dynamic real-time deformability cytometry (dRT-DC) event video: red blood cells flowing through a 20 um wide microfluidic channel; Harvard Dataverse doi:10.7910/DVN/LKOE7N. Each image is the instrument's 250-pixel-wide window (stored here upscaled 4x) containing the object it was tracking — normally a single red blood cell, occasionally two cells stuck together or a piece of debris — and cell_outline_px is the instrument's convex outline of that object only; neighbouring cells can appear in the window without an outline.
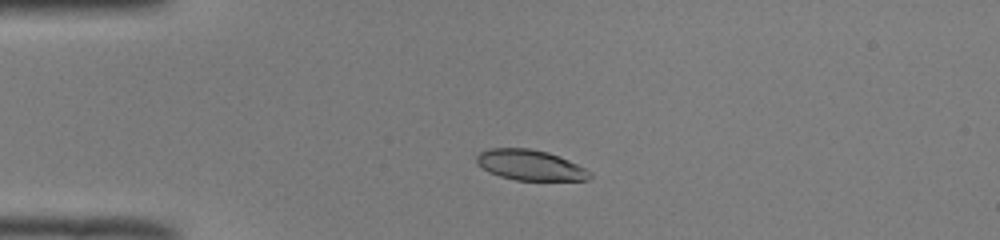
{"species": "common noctule bat (a hibernating species)", "species_latin": "Nyctalus noctula", "temperature_condition": "room temperature", "stored_images_in_passage": 28, "camera_frame_rate_fps": 3000, "um_per_image_px": 0.085, "animal": {"sex": "male", "body_mass_g": 19.0, "forearm_length_mm": 50.8}, "frame": {"image": 1, "passage_image": 1, "time_ms": 0.0, "image_size_px": [1000, 240], "cell_outline_px": [[580, 180], [524, 180], [508, 176], [488, 152], [540, 152], [556, 156], [564, 160], [568, 164]], "centroid_in_image_um": [45.39, 14.12], "position_along_channel_um": 39.6, "area_um2": 13.47}}
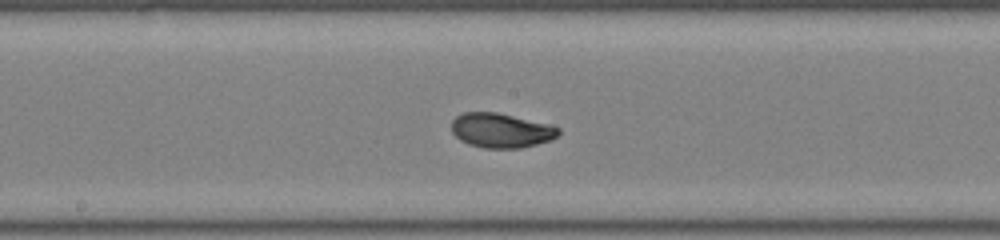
{"frame": {"image": 2, "passage_image": 16, "time_ms": 5.0, "image_size_px": [1000, 240], "cell_outline_px": [[556, 132], [552, 136], [544, 140], [528, 144], [480, 144], [468, 140], [460, 136], [456, 132], [456, 120], [464, 116], [504, 116], [556, 128]], "centroid_in_image_um": [42.64, 11.08], "position_along_channel_um": 205.6, "area_um2": 16.18}}
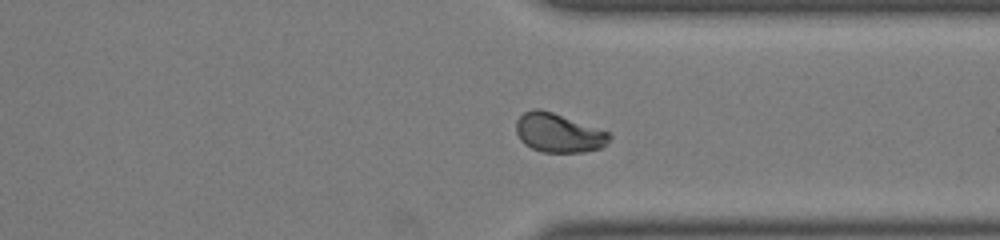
{"frame": {"image": 3, "passage_image": 28, "time_ms": 9.0, "image_size_px": [1000, 240], "cell_outline_px": [[608, 136], [600, 144], [592, 148], [564, 152], [556, 152], [536, 148], [528, 144], [524, 140], [524, 116], [528, 112], [548, 112], [604, 132]], "centroid_in_image_um": [47.54, 11.33], "position_along_channel_um": 363.9, "area_um2": 17.17}}